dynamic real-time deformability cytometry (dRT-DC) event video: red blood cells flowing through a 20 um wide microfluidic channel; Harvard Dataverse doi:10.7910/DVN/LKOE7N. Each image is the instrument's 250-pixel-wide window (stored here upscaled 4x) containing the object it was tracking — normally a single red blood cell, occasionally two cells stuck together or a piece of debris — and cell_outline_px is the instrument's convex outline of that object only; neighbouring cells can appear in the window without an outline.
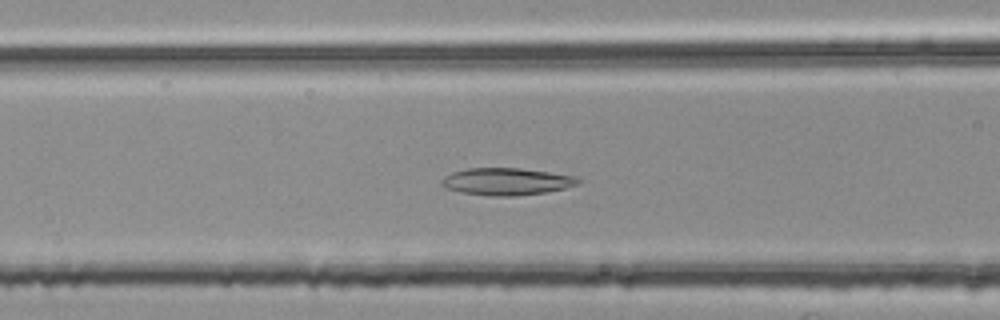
{"species": "common noctule bat (a hibernating species)", "species_latin": "Nyctalus noctula", "temperature_condition": "room temperature", "stored_images_in_passage": 45, "camera_frame_rate_fps": 3000, "um_per_image_px": 0.085, "animal": {"sex": "female", "body_mass_g": 25.1}, "frame": {"image": 1, "passage_image": 20, "time_ms": 6.333, "image_size_px": [1000, 320], "cell_outline_px": [[584, 180], [568, 188], [544, 192], [516, 196], [492, 196], [460, 192], [448, 188], [440, 184], [440, 180], [444, 176], [452, 172], [468, 168], [520, 168], [576, 176]], "centroid_in_image_um": [43.07, 15.43], "position_along_channel_um": 123.5, "area_um2": 21.68}}
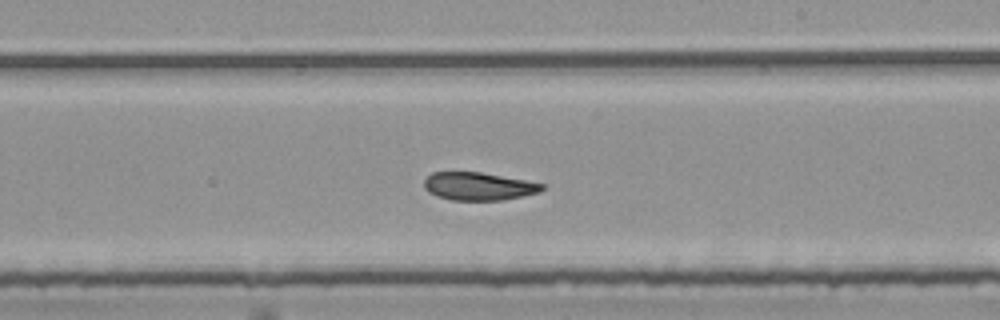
{"frame": {"image": 2, "passage_image": 30, "time_ms": 9.667, "image_size_px": [1000, 320], "cell_outline_px": [[544, 188], [540, 192], [500, 200], [452, 200], [436, 196], [428, 192], [424, 188], [424, 180], [432, 172], [480, 172], [524, 180], [544, 184]], "centroid_in_image_um": [40.63, 15.83], "position_along_channel_um": 248.4, "area_um2": 19.02}}
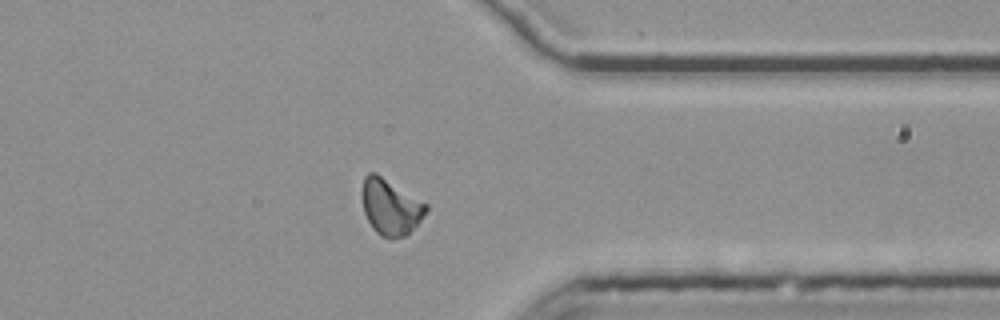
{"frame": {"image": 3, "passage_image": 41, "time_ms": 13.333, "image_size_px": [1000, 320], "cell_outline_px": [[428, 208], [420, 220], [408, 236], [392, 240], [380, 236], [372, 228], [364, 212], [360, 196], [360, 192], [364, 176], [368, 172], [376, 172], [428, 204]], "centroid_in_image_um": [33.16, 17.6], "position_along_channel_um": 378.2, "area_um2": 21.39}, "authors_computed_cell_mechanics": {"area_um2": 20.808, "velocity_mm_per_s": 3.7467, "shape_relaxation_time_tau1_ms": null, "shape_relaxation_time_tau2_ms": 2.3699, "deformation_change_tau1": null, "deformation_change_tau2": 0.0921}}